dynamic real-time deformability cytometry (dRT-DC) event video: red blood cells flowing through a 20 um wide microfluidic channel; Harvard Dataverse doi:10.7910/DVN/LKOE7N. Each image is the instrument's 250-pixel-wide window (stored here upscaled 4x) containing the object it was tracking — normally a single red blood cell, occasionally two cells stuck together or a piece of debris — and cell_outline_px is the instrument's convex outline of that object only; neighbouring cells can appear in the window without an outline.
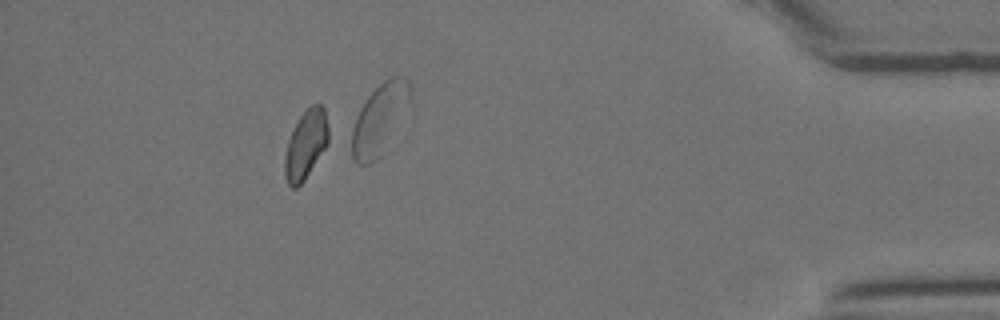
{"species": "Egyptian fruit bat (a non-hibernating species)", "species_latin": "Rousettus aegyptiacus", "temperature_condition": "room temperature", "stored_images_in_passage": 23, "segment_of_instrument_passage": [1, 2], "camera_frame_rate_fps": 3000, "um_per_image_px": 0.085, "animal": {"sex": "female"}, "frame": {"image": 1, "passage_image": 20, "time_ms": 6.333, "image_size_px": [1000, 320], "cell_outline_px": [[328, 144], [304, 180], [296, 188], [292, 188], [288, 184], [284, 176], [284, 156], [288, 140], [300, 116], [312, 104], [320, 104], [324, 108], [328, 128]], "centroid_in_image_um": [25.98, 12.31], "position_along_channel_um": 409.2, "area_um2": 17.34}}